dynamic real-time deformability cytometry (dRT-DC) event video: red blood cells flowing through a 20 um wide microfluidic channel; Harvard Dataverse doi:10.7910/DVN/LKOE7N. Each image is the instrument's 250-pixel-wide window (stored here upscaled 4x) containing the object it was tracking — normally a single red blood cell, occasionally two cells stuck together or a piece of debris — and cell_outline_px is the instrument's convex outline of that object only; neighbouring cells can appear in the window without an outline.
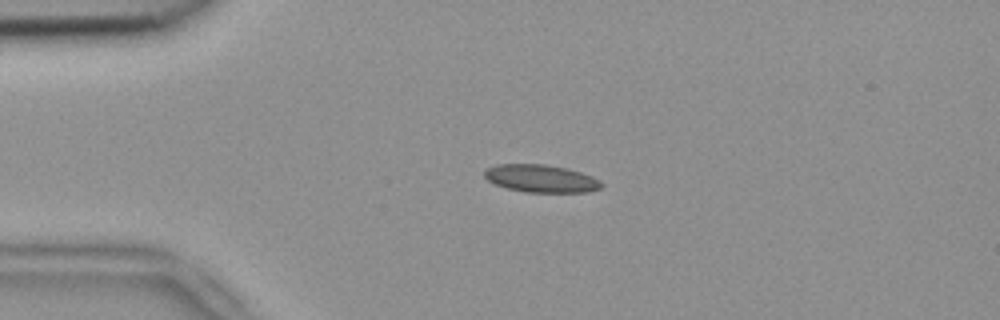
{"species": "common noctule bat (a hibernating species)", "species_latin": "Nyctalus noctula", "temperature_condition": "room temperature", "stored_images_in_passage": 41, "camera_frame_rate_fps": 3000, "um_per_image_px": 0.085, "animal": {"sex": "female", "body_mass_g": 18.4}, "frame": {"image": 1, "passage_image": 1, "time_ms": 0.0, "image_size_px": [1000, 320], "cell_outline_px": [[604, 184], [600, 188], [588, 192], [524, 192], [508, 188], [496, 184], [488, 180], [484, 176], [484, 172], [488, 168], [496, 164], [544, 164], [568, 168], [592, 176], [600, 180]], "centroid_in_image_um": [46.01, 15.17], "position_along_channel_um": 39.0, "area_um2": 18.84}}
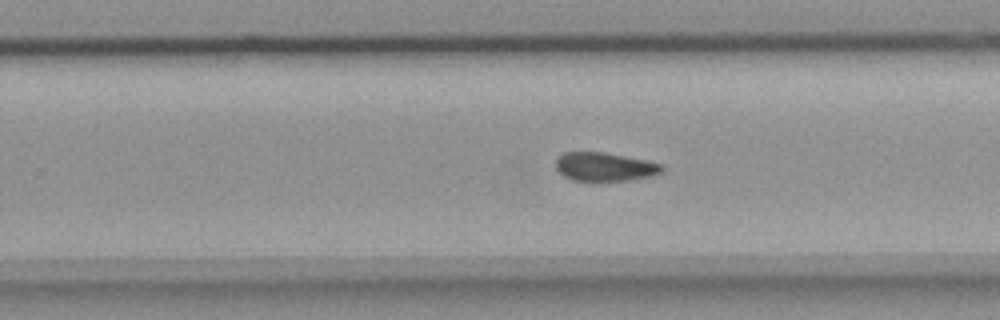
{"frame": {"image": 2, "passage_image": 22, "time_ms": 7.0, "image_size_px": [1000, 320], "cell_outline_px": [[664, 168], [660, 172], [652, 176], [628, 180], [600, 184], [596, 184], [572, 180], [564, 176], [556, 168], [556, 156], [564, 152], [604, 152], [664, 164]], "centroid_in_image_um": [51.36, 14.22], "position_along_channel_um": 278.4, "area_um2": 18.44}}
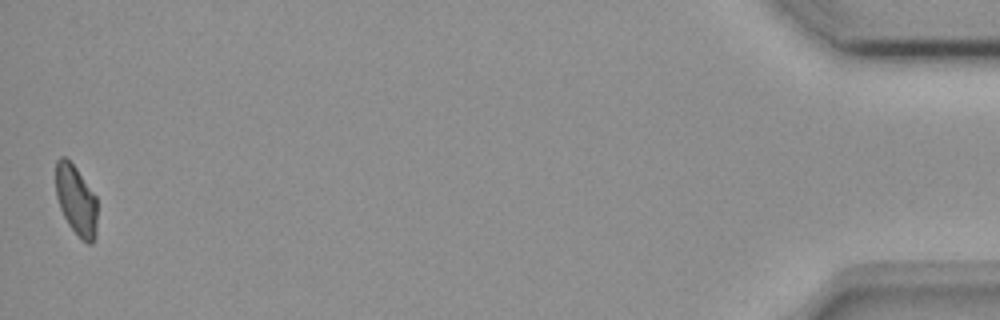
{"frame": {"image": 3, "passage_image": 41, "time_ms": 13.333, "image_size_px": [1000, 320], "cell_outline_px": [[96, 236], [92, 244], [88, 244], [80, 240], [68, 224], [60, 208], [56, 196], [56, 160], [60, 156], [64, 156], [76, 168], [96, 196]], "centroid_in_image_um": [6.47, 17.06], "position_along_channel_um": 428.7, "area_um2": 16.99}, "authors_computed_cell_mechanics": {"area_um2": 18.4382, "velocity_mm_per_s": 3.8451, "shape_relaxation_time_tau1_ms": null, "shape_relaxation_time_tau2_ms": 6.081, "deformation_change_tau1": null, "deformation_change_tau2": 0.123}}